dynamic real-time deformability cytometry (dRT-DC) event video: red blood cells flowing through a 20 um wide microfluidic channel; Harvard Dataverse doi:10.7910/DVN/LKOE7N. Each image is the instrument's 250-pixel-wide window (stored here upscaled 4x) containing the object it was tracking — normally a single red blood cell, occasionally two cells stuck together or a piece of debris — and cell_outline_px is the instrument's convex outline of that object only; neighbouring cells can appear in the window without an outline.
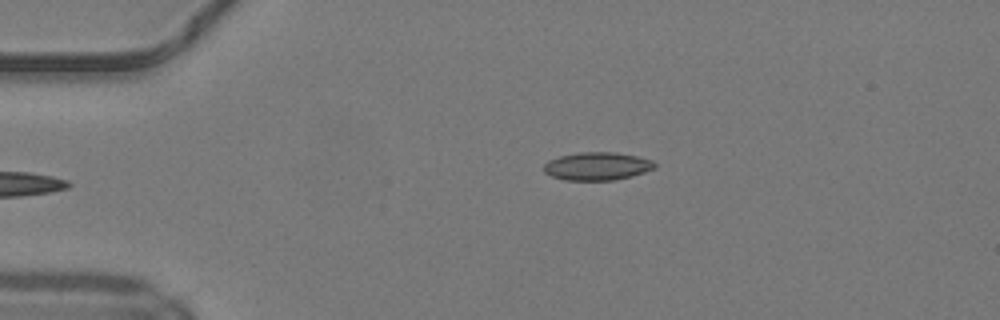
{"species": "common noctule bat (a hibernating species)", "species_latin": "Nyctalus noctula", "temperature_condition": "warm", "stored_images_in_passage": 33, "camera_frame_rate_fps": 3000, "um_per_image_px": 0.085, "animal": {"sex": "male", "body_mass_g": 19.2, "forearm_length_mm": 51.8}, "frame": {"image": 1, "passage_image": 1, "time_ms": 0.0, "image_size_px": [1000, 320], "cell_outline_px": [[656, 168], [632, 176], [616, 180], [564, 180], [552, 176], [544, 172], [544, 164], [548, 160], [560, 156], [580, 152], [616, 152], [636, 156], [652, 160], [656, 164]], "centroid_in_image_um": [50.77, 14.13], "position_along_channel_um": 34.2, "area_um2": 18.15}}
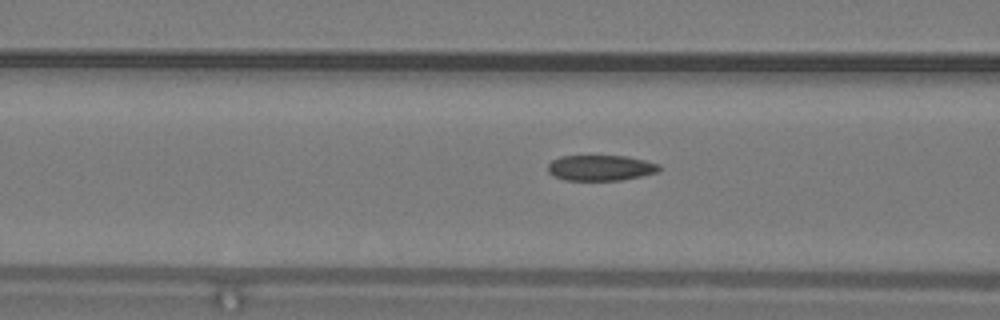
{"frame": {"image": 2, "passage_image": 10, "time_ms": 3.0, "image_size_px": [1000, 320], "cell_outline_px": [[660, 168], [656, 172], [640, 176], [620, 180], [564, 180], [548, 172], [548, 164], [552, 160], [560, 156], [624, 156], [644, 160], [660, 164]], "centroid_in_image_um": [51.03, 14.26], "position_along_channel_um": 115.6, "area_um2": 16.42}}
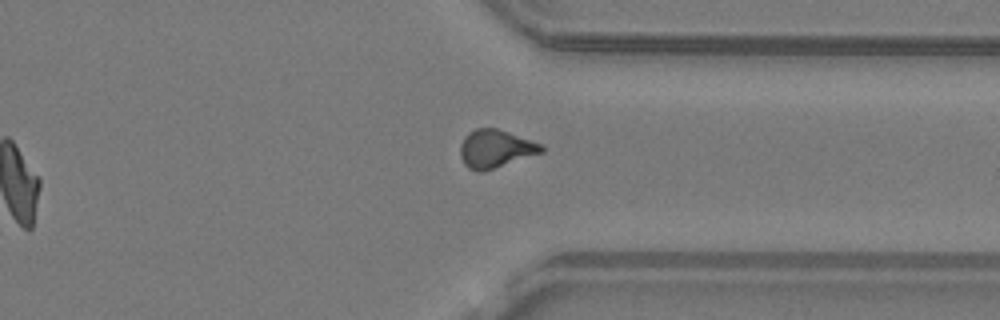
{"frame": {"image": 3, "passage_image": 28, "time_ms": 9.0, "image_size_px": [1000, 320], "cell_outline_px": [[544, 152], [484, 172], [476, 172], [468, 168], [464, 164], [460, 156], [460, 144], [464, 136], [468, 132], [476, 128], [496, 128], [544, 144]], "centroid_in_image_um": [42.11, 12.66], "position_along_channel_um": 369.3, "area_um2": 18.32}, "authors_computed_cell_mechanics": {"area_um2": 17.34, "velocity_mm_per_s": 4.2402, "shape_relaxation_time_tau1_ms": null, "shape_relaxation_time_tau2_ms": 1.1614, "deformation_change_tau1": null, "deformation_change_tau2": 0.0702}}